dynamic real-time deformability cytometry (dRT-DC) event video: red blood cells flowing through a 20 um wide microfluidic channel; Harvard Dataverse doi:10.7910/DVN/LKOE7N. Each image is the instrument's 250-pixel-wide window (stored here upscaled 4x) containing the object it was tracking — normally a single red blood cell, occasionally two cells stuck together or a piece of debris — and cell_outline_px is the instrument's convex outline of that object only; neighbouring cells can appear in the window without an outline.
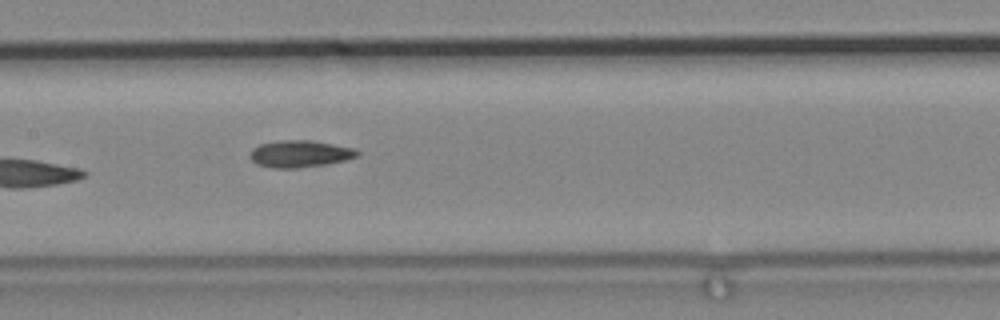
{"species": "common noctule bat (a hibernating species)", "species_latin": "Nyctalus noctula", "temperature_condition": "cold", "stored_images_in_passage": 10, "camera_frame_rate_fps": 3000, "um_per_image_px": 0.085, "animal": {"sex": "male", "body_mass_g": 19.2, "forearm_length_mm": 51.8}, "frame": {"image": 1, "passage_image": 7, "time_ms": 2.0, "image_size_px": [1000, 320], "cell_outline_px": [[360, 156], [348, 160], [324, 164], [292, 168], [272, 168], [256, 164], [248, 156], [252, 148], [260, 144], [276, 140], [308, 140], [356, 148], [360, 152]], "centroid_in_image_um": [25.49, 13.07], "position_along_channel_um": 181.9, "area_um2": 16.99}}
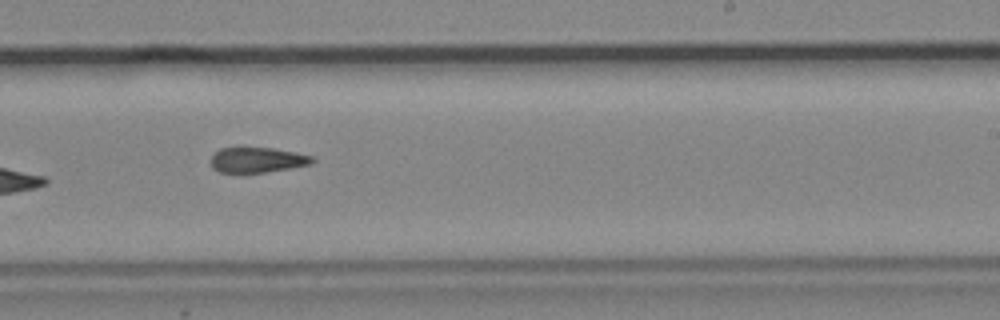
{"frame": {"image": 2, "passage_image": 9, "time_ms": 2.667, "image_size_px": [1000, 320], "cell_outline_px": [[316, 160], [312, 164], [264, 172], [220, 172], [212, 168], [208, 160], [220, 148], [236, 144], [272, 148], [296, 152], [312, 156]], "centroid_in_image_um": [21.8, 13.53], "position_along_channel_um": 267.2, "area_um2": 15.61}}
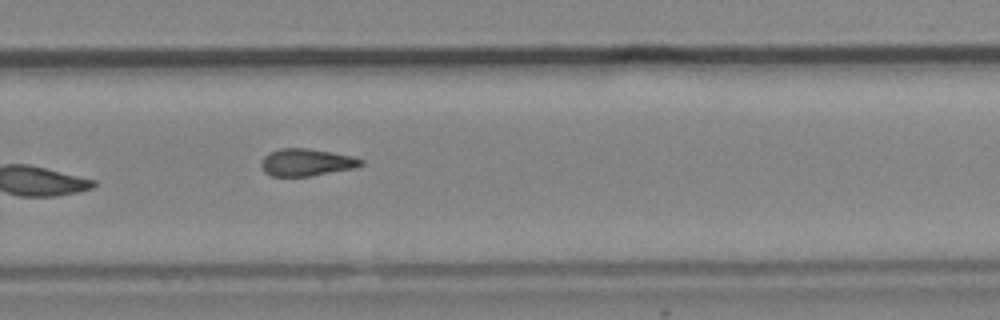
{"frame": {"image": 3, "passage_image": 10, "time_ms": 3.0, "image_size_px": [1000, 320], "cell_outline_px": [[364, 164], [356, 168], [312, 176], [272, 176], [264, 172], [260, 164], [264, 156], [268, 152], [280, 148], [308, 148], [332, 152], [352, 156], [364, 160]], "centroid_in_image_um": [26.06, 13.8], "position_along_channel_um": 303.7, "area_um2": 16.07}}